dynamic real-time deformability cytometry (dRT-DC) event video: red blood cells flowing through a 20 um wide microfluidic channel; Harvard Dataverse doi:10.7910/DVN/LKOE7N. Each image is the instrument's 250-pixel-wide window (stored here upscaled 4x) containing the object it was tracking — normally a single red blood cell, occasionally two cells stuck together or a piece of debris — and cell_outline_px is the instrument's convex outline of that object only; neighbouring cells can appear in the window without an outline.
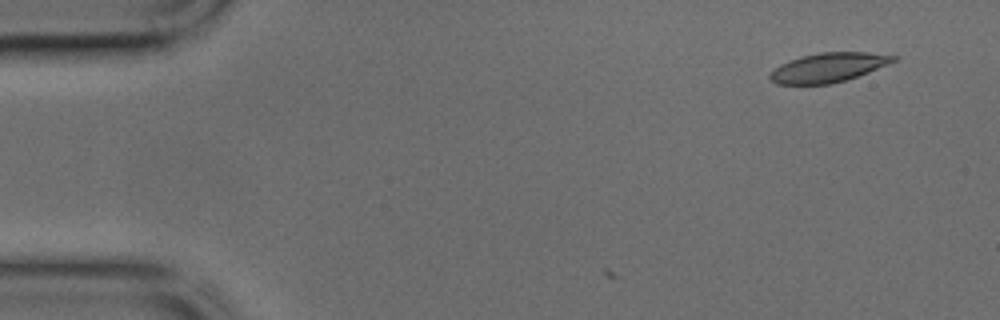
{"species": "common noctule bat (a hibernating species)", "species_latin": "Nyctalus noctula", "temperature_condition": "cold", "stored_images_in_passage": 3, "camera_frame_rate_fps": 3000, "um_per_image_px": 0.085, "animal": {"sex": "male", "body_mass_g": 17.9, "forearm_length_mm": 54.2}, "frame": {"image": 1, "passage_image": 3, "time_ms": 0.667, "image_size_px": [1000, 320], "cell_outline_px": [[896, 60], [888, 64], [868, 72], [832, 84], [776, 84], [768, 76], [780, 64], [788, 60], [800, 56], [820, 52], [868, 52], [896, 56]], "centroid_in_image_um": [70.38, 5.73], "position_along_channel_um": 14.6, "area_um2": 20.87}}